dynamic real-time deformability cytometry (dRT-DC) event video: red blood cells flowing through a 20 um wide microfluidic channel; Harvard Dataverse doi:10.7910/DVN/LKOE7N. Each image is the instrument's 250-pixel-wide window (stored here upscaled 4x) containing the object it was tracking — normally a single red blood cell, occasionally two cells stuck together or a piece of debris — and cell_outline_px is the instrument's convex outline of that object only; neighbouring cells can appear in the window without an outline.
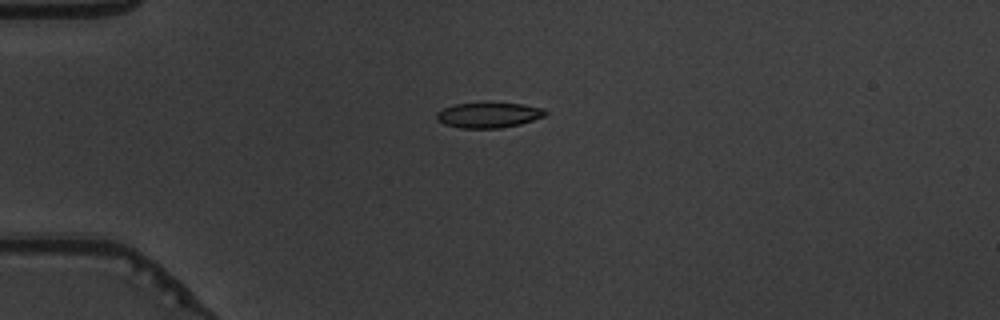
{"species": "common noctule bat (a hibernating species)", "species_latin": "Nyctalus noctula", "temperature_condition": "warm", "stored_images_in_passage": 52, "camera_frame_rate_fps": 3000, "um_per_image_px": 0.085, "animal": {"sex": "male", "body_mass_g": 19.5, "forearm_length_mm": 54.6}, "frame": {"image": 1, "passage_image": 12, "time_ms": 3.667, "image_size_px": [1000, 320], "cell_outline_px": [[548, 112], [544, 116], [520, 124], [500, 128], [460, 128], [444, 124], [436, 120], [436, 112], [444, 108], [456, 104], [524, 104], [544, 108]], "centroid_in_image_um": [41.52, 9.8], "position_along_channel_um": 43.5, "area_um2": 15.78}}
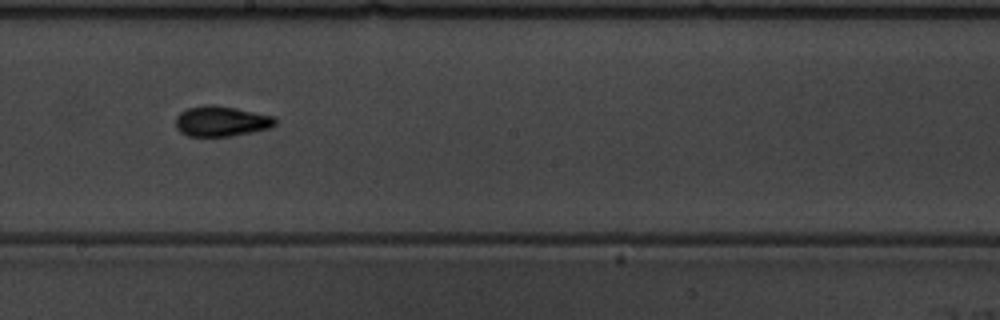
{"frame": {"image": 2, "passage_image": 29, "time_ms": 9.333, "image_size_px": [1000, 320], "cell_outline_px": [[276, 124], [268, 128], [252, 132], [228, 136], [188, 136], [180, 132], [176, 128], [176, 116], [180, 112], [188, 108], [204, 104], [212, 104], [236, 108], [272, 116], [276, 120]], "centroid_in_image_um": [18.76, 10.3], "position_along_channel_um": 229.4, "area_um2": 17.51}}
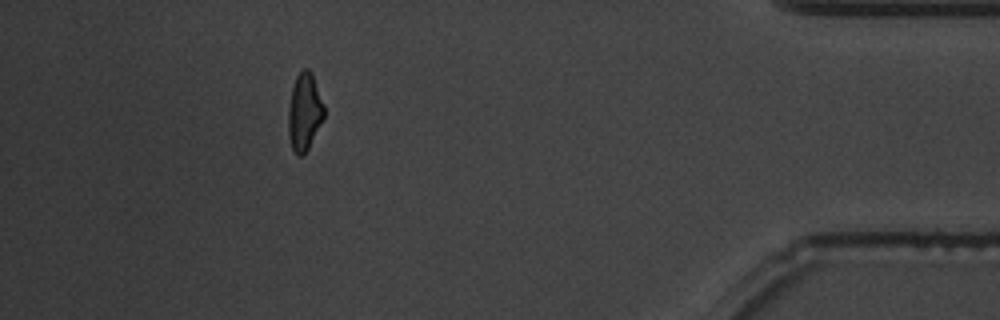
{"frame": {"image": 3, "passage_image": 47, "time_ms": 15.333, "image_size_px": [1000, 320], "cell_outline_px": [[324, 116], [308, 148], [300, 156], [296, 156], [292, 148], [288, 136], [288, 108], [292, 88], [296, 76], [304, 68], [308, 68], [312, 72], [324, 104]], "centroid_in_image_um": [25.86, 9.49], "position_along_channel_um": 409.3, "area_um2": 16.07}, "authors_computed_cell_mechanics": {"area_um2": 16.4152, "velocity_mm_per_s": 3.7856, "shape_relaxation_time_tau1_ms": 4.8195, "shape_relaxation_time_tau2_ms": 2.0952, "deformation_change_tau1": 0.1714, "deformation_change_tau2": 0.0861}}